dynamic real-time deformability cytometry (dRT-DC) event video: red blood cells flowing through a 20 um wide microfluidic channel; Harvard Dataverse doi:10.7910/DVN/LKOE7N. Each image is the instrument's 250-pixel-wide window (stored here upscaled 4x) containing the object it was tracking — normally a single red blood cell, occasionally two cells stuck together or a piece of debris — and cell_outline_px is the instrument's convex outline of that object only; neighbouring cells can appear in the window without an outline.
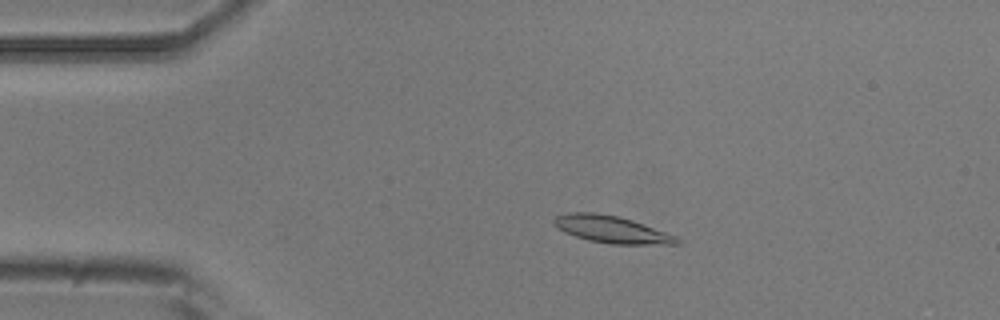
{"species": "common noctule bat (a hibernating species)", "species_latin": "Nyctalus noctula", "temperature_condition": "room temperature", "stored_images_in_passage": 55, "camera_frame_rate_fps": 3000, "um_per_image_px": 0.085, "animal": {"sex": "male", "body_mass_g": 20.5, "forearm_length_mm": 52.5}, "frame": {"image": 1, "passage_image": 11, "time_ms": 3.333, "image_size_px": [1000, 320], "cell_outline_px": [[680, 244], [612, 244], [588, 240], [564, 232], [552, 224], [552, 220], [556, 216], [568, 212], [596, 212], [620, 216], [632, 220], [676, 236], [680, 240]], "centroid_in_image_um": [51.94, 19.48], "position_along_channel_um": 33.1, "area_um2": 19.42}}
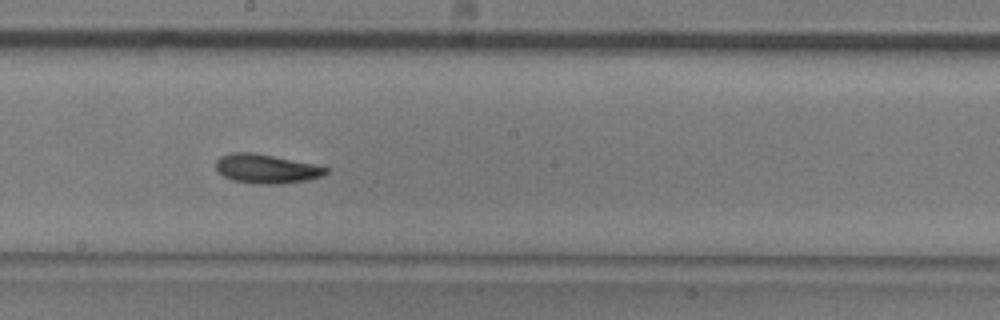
{"frame": {"image": 2, "passage_image": 30, "time_ms": 9.667, "image_size_px": [1000, 320], "cell_outline_px": [[328, 172], [320, 176], [308, 180], [284, 184], [256, 184], [232, 180], [216, 172], [216, 160], [220, 156], [232, 152], [252, 152], [316, 164], [328, 168]], "centroid_in_image_um": [22.62, 14.35], "position_along_channel_um": 225.6, "area_um2": 18.84}}
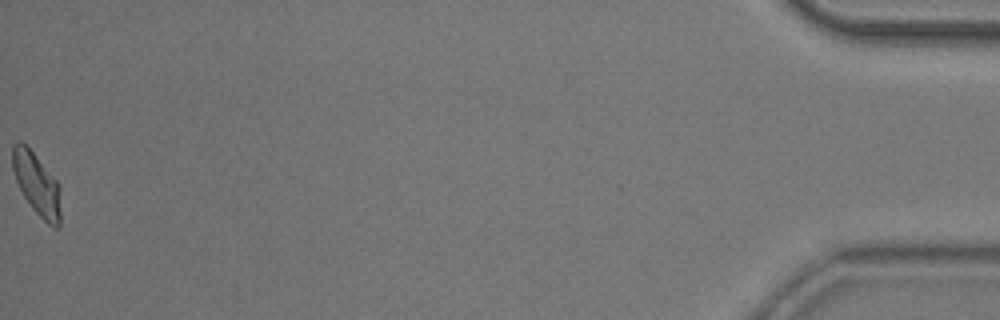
{"frame": {"image": 3, "passage_image": 55, "time_ms": 18.0, "image_size_px": [1000, 320], "cell_outline_px": [[60, 228], [52, 228], [32, 208], [24, 196], [16, 180], [12, 168], [12, 144], [16, 140], [20, 140], [32, 152], [60, 184]], "centroid_in_image_um": [3.13, 15.66], "position_along_channel_um": 432.1, "area_um2": 17.46}, "authors_computed_cell_mechanics": {"area_um2": 18.1492, "velocity_mm_per_s": 3.6943, "shape_relaxation_time_tau1_ms": 4.1129, "shape_relaxation_time_tau2_ms": 5.9684, "deformation_change_tau1": 0.1307, "deformation_change_tau2": 0.0869}}